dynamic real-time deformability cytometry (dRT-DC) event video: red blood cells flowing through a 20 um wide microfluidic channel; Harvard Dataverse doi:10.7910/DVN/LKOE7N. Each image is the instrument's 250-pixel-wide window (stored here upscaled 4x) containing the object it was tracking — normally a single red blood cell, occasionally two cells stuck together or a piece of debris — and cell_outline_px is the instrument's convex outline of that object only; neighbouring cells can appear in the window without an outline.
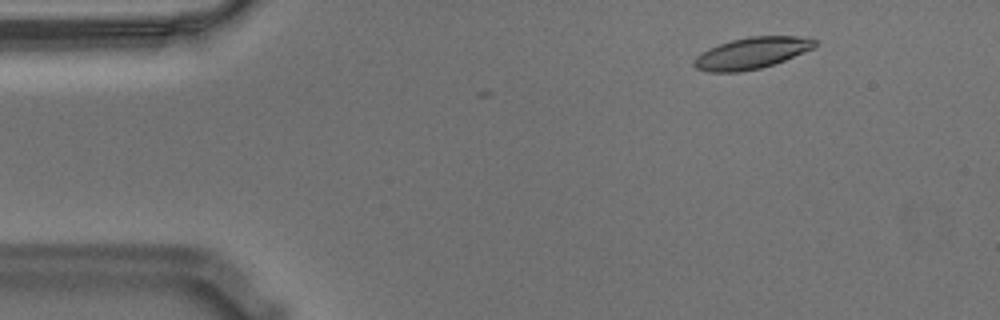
{"species": "Egyptian fruit bat (a non-hibernating species)", "species_latin": "Rousettus aegyptiacus", "temperature_condition": "warm", "stored_images_in_passage": 10, "camera_frame_rate_fps": 3000, "um_per_image_px": 0.085, "animal": {"sex": "male"}, "frame": {"image": 1, "passage_image": 7, "time_ms": 2.0, "image_size_px": [1000, 320], "cell_outline_px": [[816, 44], [812, 48], [784, 60], [760, 68], [740, 72], [708, 72], [696, 68], [692, 64], [692, 60], [700, 52], [708, 48], [732, 40], [748, 36], [796, 36], [816, 40]], "centroid_in_image_um": [63.81, 4.52], "position_along_channel_um": 21.2, "area_um2": 21.96}}